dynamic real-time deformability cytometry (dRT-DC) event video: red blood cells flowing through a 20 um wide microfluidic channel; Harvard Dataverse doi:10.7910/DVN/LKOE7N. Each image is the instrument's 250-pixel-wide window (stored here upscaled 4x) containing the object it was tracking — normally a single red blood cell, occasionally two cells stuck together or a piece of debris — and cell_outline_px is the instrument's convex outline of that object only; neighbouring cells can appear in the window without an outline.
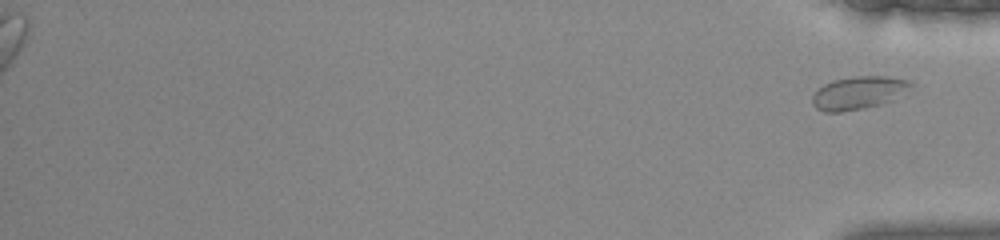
{"species": "common noctule bat (a hibernating species)", "species_latin": "Nyctalus noctula", "temperature_condition": "warm", "stored_images_in_passage": 29, "segment_of_instrument_passage": [2, 2], "camera_frame_rate_fps": 3000, "um_per_image_px": 0.085, "animal": {"sex": "female", "body_mass_g": 22.0, "forearm_length_mm": 56.7}, "frame": {"image": 1, "passage_image": 29, "time_ms": 9.333, "image_size_px": [1000, 240], "cell_outline_px": [[912, 84], [880, 104], [840, 112], [824, 112], [816, 108], [812, 104], [812, 96], [824, 84], [832, 80], [852, 76], [888, 76], [908, 80]], "centroid_in_image_um": [72.84, 7.87], "position_along_channel_um": 362.4, "area_um2": 18.09}}